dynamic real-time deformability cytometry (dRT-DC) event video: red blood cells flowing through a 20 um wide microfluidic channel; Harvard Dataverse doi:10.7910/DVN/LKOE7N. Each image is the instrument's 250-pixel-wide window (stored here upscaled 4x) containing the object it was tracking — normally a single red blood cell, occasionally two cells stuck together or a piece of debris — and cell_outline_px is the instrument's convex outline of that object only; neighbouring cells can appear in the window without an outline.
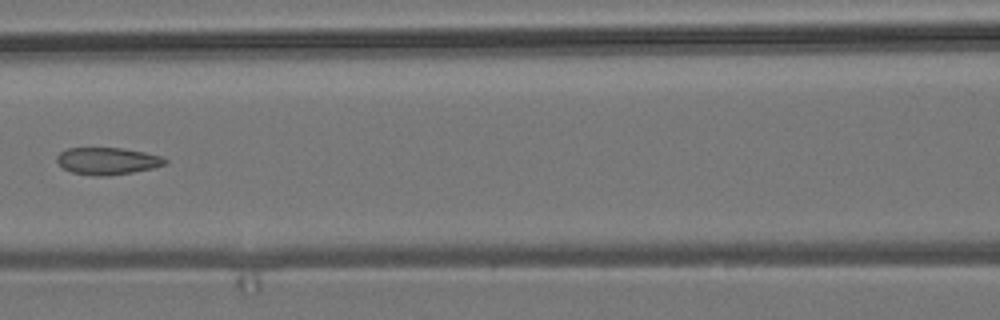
{"species": "common noctule bat (a hibernating species)", "species_latin": "Nyctalus noctula", "temperature_condition": "room temperature", "stored_images_in_passage": 6, "camera_frame_rate_fps": 3000, "um_per_image_px": 0.085, "animal": {"sex": "male", "body_mass_g": 19.2, "forearm_length_mm": 51.8}, "frame": {"image": 1, "passage_image": 6, "time_ms": 6.667, "image_size_px": [1000, 320], "cell_outline_px": [[168, 164], [152, 168], [132, 172], [108, 176], [92, 176], [72, 172], [64, 168], [56, 160], [56, 156], [60, 152], [68, 148], [120, 148], [144, 152], [160, 156], [168, 160]], "centroid_in_image_um": [9.13, 13.69], "position_along_channel_um": 157.5, "area_um2": 17.05}}